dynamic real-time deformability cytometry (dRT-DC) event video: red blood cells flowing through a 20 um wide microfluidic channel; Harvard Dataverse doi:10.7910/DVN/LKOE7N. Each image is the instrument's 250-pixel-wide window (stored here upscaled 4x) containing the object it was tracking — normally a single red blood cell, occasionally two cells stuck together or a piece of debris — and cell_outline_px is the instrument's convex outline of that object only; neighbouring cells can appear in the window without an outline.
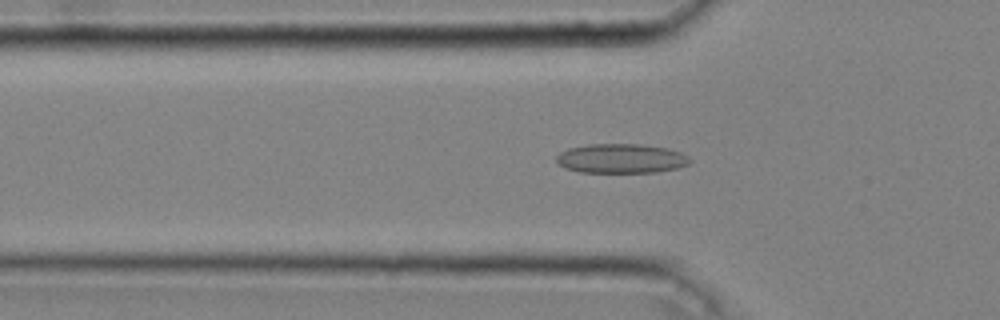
{"species": "common noctule bat (a hibernating species)", "species_latin": "Nyctalus noctula", "temperature_condition": "cold", "stored_images_in_passage": 35, "camera_frame_rate_fps": 3000, "um_per_image_px": 0.085, "animal": {"sex": "male", "body_mass_g": 20.4}, "frame": {"image": 1, "passage_image": 4, "time_ms": 1.0, "image_size_px": [1000, 320], "cell_outline_px": [[692, 160], [688, 164], [676, 168], [656, 172], [580, 172], [564, 168], [556, 160], [556, 156], [560, 152], [568, 148], [588, 144], [640, 144], [668, 148], [680, 152], [688, 156]], "centroid_in_image_um": [52.79, 13.47], "position_along_channel_um": 73.0, "area_um2": 22.89}}
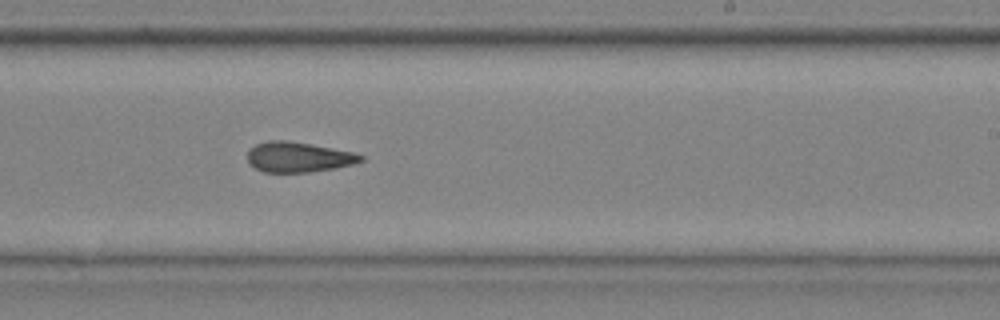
{"frame": {"image": 2, "passage_image": 18, "time_ms": 5.667, "image_size_px": [1000, 320], "cell_outline_px": [[364, 160], [352, 164], [336, 168], [308, 172], [264, 172], [248, 164], [248, 148], [256, 144], [268, 140], [284, 140], [312, 144], [356, 152], [364, 156]], "centroid_in_image_um": [25.37, 13.34], "position_along_channel_um": 263.6, "area_um2": 20.11}}
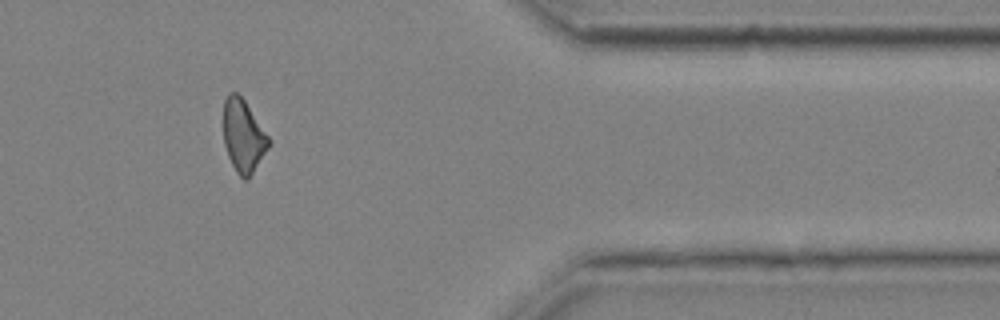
{"frame": {"image": 3, "passage_image": 29, "time_ms": 9.333, "image_size_px": [1000, 320], "cell_outline_px": [[272, 140], [268, 148], [248, 180], [244, 180], [236, 172], [228, 156], [224, 144], [224, 100], [228, 92], [236, 92], [244, 100]], "centroid_in_image_um": [20.69, 11.56], "position_along_channel_um": 390.7, "area_um2": 19.13}, "authors_computed_cell_mechanics": {"area_um2": 20.1144, "velocity_mm_per_s": 4.0856, "shape_relaxation_time_tau1_ms": null, "shape_relaxation_time_tau2_ms": 4.4397, "deformation_change_tau1": null, "deformation_change_tau2": 0.1306}}